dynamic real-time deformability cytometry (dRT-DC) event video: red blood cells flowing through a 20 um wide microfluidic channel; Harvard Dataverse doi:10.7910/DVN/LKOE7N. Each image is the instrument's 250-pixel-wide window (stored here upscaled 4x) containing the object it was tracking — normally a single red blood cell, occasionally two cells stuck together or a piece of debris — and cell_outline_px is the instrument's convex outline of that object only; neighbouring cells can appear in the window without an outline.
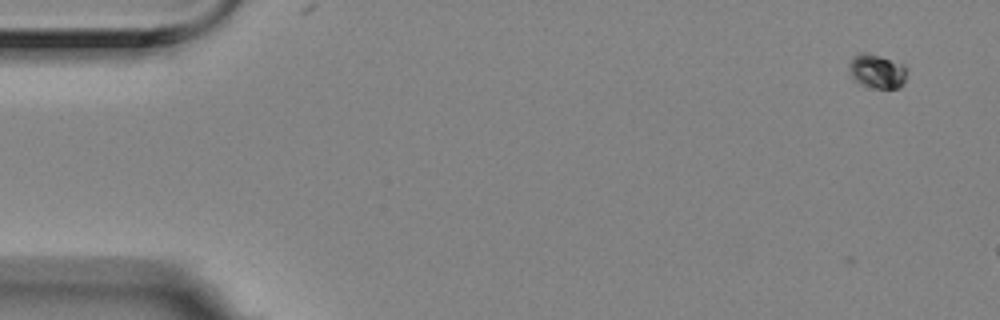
{"species": "Egyptian fruit bat (a non-hibernating species)", "species_latin": "Rousettus aegyptiacus", "temperature_condition": "room temperature", "stored_images_in_passage": 4, "camera_frame_rate_fps": 3000, "um_per_image_px": 0.085, "animal": {"sex": "female"}, "frame": {"image": 1, "passage_image": 1, "time_ms": 0.0, "image_size_px": [1000, 320], "cell_outline_px": [[908, 68], [904, 84], [896, 88], [876, 88], [860, 84], [852, 80], [848, 72], [848, 64], [852, 56], [856, 52], [868, 52], [904, 64]], "centroid_in_image_um": [74.51, 6.03], "position_along_channel_um": 10.5, "area_um2": 11.96}}